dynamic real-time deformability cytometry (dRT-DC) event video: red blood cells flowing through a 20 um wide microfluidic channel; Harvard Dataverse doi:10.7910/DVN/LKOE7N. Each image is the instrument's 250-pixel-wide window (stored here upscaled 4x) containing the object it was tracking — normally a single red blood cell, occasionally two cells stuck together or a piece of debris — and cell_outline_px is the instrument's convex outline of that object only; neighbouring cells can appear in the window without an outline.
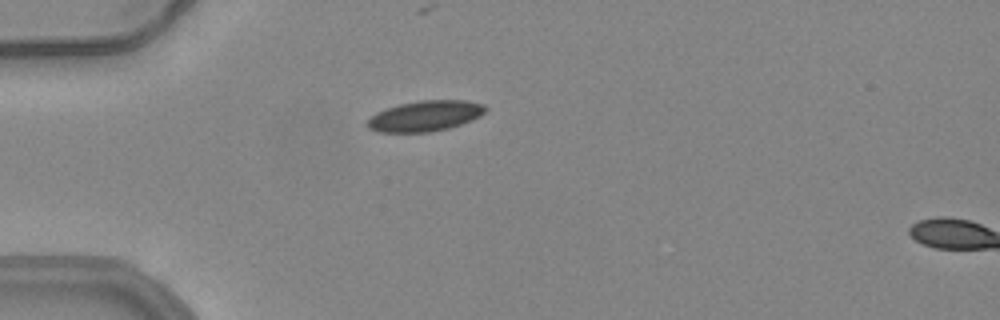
{"species": "common noctule bat (a hibernating species)", "species_latin": "Nyctalus noctula", "temperature_condition": "warm", "stored_images_in_passage": 8, "camera_frame_rate_fps": 3000, "um_per_image_px": 0.085, "animal": {"sex": "female", "body_mass_g": 24.6, "forearm_length_mm": 56.2}, "frame": {"image": 1, "passage_image": 6, "time_ms": 1.667, "image_size_px": [1000, 320], "cell_outline_px": [[488, 108], [480, 116], [472, 120], [448, 128], [428, 132], [380, 132], [368, 128], [364, 124], [376, 112], [400, 104], [420, 100], [464, 100], [484, 104]], "centroid_in_image_um": [36.14, 9.85], "position_along_channel_um": 48.9, "area_um2": 20.98}}